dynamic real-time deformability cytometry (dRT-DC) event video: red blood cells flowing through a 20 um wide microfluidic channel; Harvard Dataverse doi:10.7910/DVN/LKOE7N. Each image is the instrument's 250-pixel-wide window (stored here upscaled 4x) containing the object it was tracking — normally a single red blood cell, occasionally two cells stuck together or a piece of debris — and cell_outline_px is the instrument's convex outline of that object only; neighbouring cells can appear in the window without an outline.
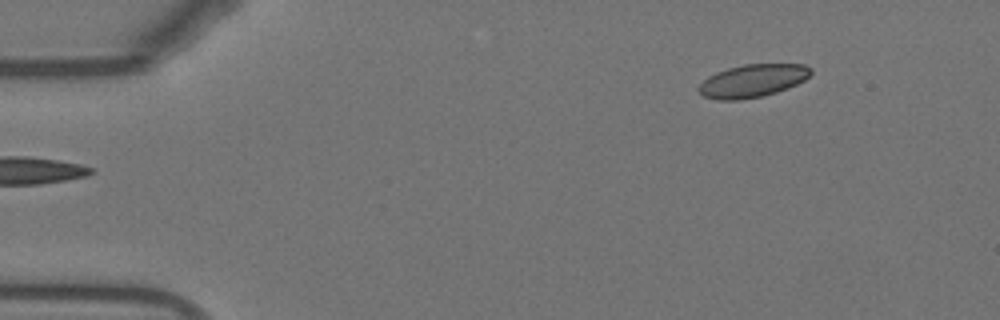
{"species": "Egyptian fruit bat (a non-hibernating species)", "species_latin": "Rousettus aegyptiacus", "temperature_condition": "warm", "stored_images_in_passage": 48, "camera_frame_rate_fps": 3000, "um_per_image_px": 0.085, "animal": {"sex": "female"}, "frame": {"image": 1, "passage_image": 1, "time_ms": 0.0, "image_size_px": [1000, 320], "cell_outline_px": [[812, 72], [804, 80], [788, 88], [776, 92], [760, 96], [740, 100], [716, 100], [704, 96], [696, 88], [708, 76], [716, 72], [728, 68], [744, 64], [804, 64], [812, 68]], "centroid_in_image_um": [63.96, 6.86], "position_along_channel_um": 21.0, "area_um2": 21.44}}
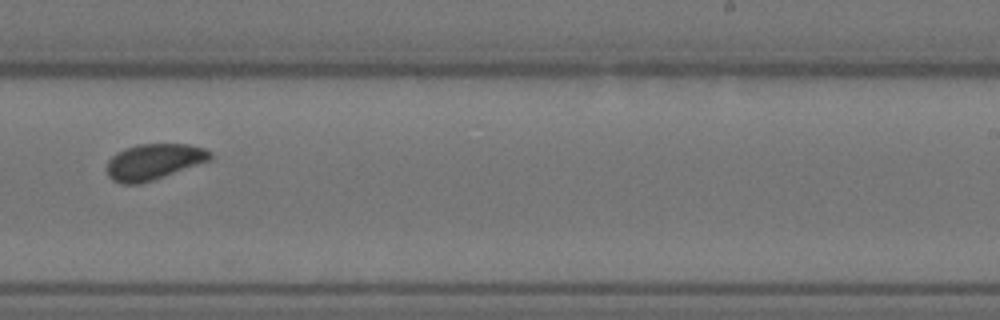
{"frame": {"image": 2, "passage_image": 28, "time_ms": 9.0, "image_size_px": [1000, 320], "cell_outline_px": [[212, 160], [140, 184], [124, 184], [112, 180], [108, 176], [108, 160], [116, 152], [136, 144], [188, 144], [204, 148], [212, 152]], "centroid_in_image_um": [13.09, 13.74], "position_along_channel_um": 275.9, "area_um2": 21.62}}
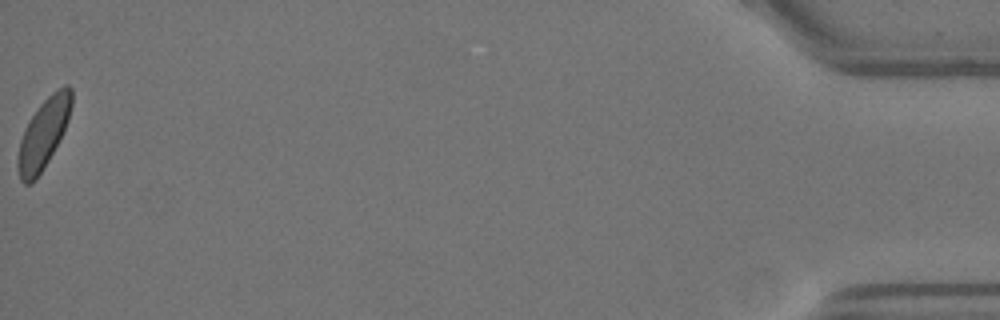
{"frame": {"image": 3, "passage_image": 48, "time_ms": 15.667, "image_size_px": [1000, 320], "cell_outline_px": [[72, 104], [68, 120], [44, 168], [36, 180], [32, 184], [24, 184], [20, 180], [16, 164], [20, 140], [24, 128], [40, 104], [52, 92], [64, 84], [68, 84], [72, 88]], "centroid_in_image_um": [3.67, 11.37], "position_along_channel_um": 431.5, "area_um2": 21.68}, "authors_computed_cell_mechanics": {"area_um2": 21.6461, "velocity_mm_per_s": 3.8026, "shape_relaxation_time_tau1_ms": 3.8534, "shape_relaxation_time_tau2_ms": 1.9211, "deformation_change_tau1": 0.0771, "deformation_change_tau2": 0.0611}}